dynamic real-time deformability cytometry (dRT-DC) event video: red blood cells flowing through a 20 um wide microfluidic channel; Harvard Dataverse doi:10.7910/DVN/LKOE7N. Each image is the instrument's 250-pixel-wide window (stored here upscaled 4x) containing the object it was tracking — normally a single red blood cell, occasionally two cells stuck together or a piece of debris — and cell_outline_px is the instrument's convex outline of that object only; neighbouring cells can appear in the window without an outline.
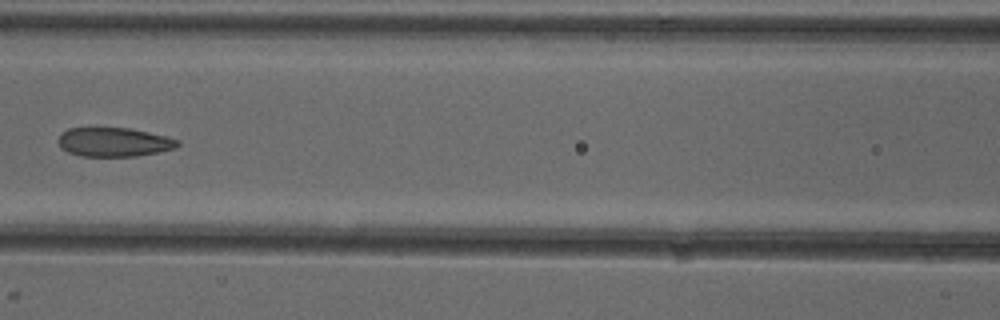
{"species": "common noctule bat (a hibernating species)", "species_latin": "Nyctalus noctula", "temperature_condition": "cold", "stored_images_in_passage": 7, "camera_frame_rate_fps": 3000, "um_per_image_px": 0.085, "animal": {"sex": "female"}, "frame": {"image": 1, "passage_image": 7, "time_ms": 7.333, "image_size_px": [1000, 320], "cell_outline_px": [[180, 144], [176, 148], [136, 156], [80, 156], [68, 152], [60, 148], [56, 140], [68, 128], [128, 128], [168, 136], [180, 140]], "centroid_in_image_um": [9.68, 12.08], "position_along_channel_um": 156.9, "area_um2": 20.23}}